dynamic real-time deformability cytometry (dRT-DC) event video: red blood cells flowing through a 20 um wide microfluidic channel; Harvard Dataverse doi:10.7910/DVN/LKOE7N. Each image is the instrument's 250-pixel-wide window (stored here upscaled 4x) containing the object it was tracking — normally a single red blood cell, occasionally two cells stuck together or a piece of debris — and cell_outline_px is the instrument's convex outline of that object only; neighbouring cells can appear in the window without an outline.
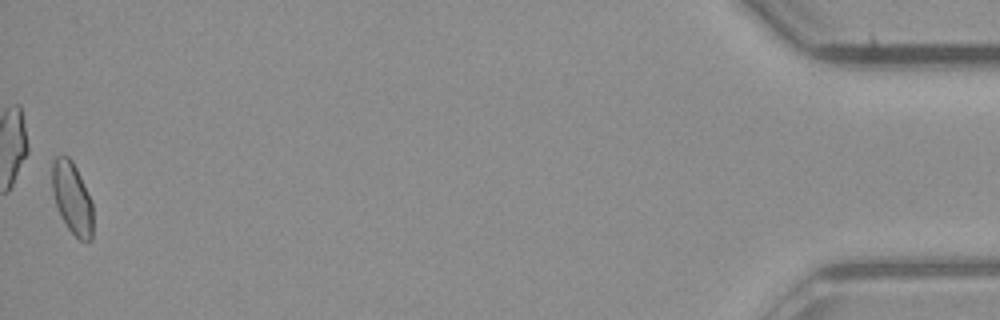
{"species": "common noctule bat (a hibernating species)", "species_latin": "Nyctalus noctula", "temperature_condition": "room temperature", "stored_images_in_passage": 46, "camera_frame_rate_fps": 3000, "um_per_image_px": 0.085, "animal": {"sex": "male", "body_mass_g": 23.1, "forearm_length_mm": 52.7}, "frame": {"image": 1, "passage_image": 46, "time_ms": 15.0, "image_size_px": [1000, 320], "cell_outline_px": [[92, 240], [80, 240], [68, 228], [60, 216], [52, 192], [52, 160], [56, 156], [68, 156], [72, 160], [92, 200]], "centroid_in_image_um": [6.12, 16.81], "position_along_channel_um": 429.1, "area_um2": 17.05}, "authors_computed_cell_mechanics": {"area_um2": 17.0799, "velocity_mm_per_s": 4.1168, "shape_relaxation_time_tau1_ms": null, "shape_relaxation_time_tau2_ms": 3.1875, "deformation_change_tau1": null, "deformation_change_tau2": 0.0765}}